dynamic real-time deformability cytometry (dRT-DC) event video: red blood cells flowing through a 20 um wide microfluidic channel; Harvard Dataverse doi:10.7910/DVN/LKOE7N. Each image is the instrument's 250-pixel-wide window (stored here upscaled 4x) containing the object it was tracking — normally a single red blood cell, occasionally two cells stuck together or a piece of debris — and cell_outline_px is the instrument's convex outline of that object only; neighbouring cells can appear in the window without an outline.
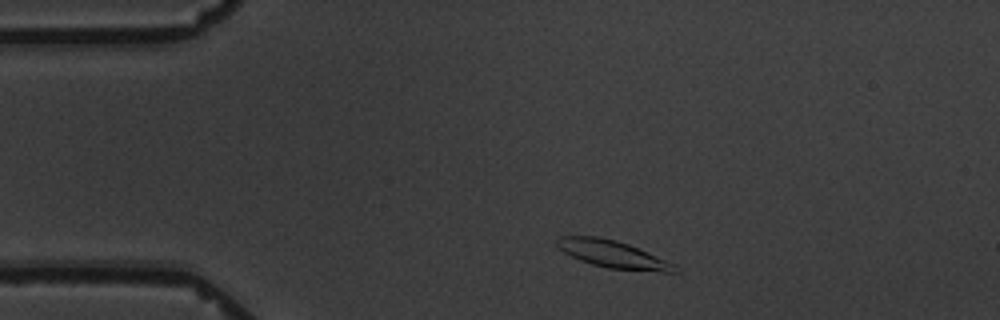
{"species": "common noctule bat (a hibernating species)", "species_latin": "Nyctalus noctula", "temperature_condition": "warm", "stored_images_in_passage": 4, "camera_frame_rate_fps": 3000, "um_per_image_px": 0.085, "animal": {"sex": "male", "body_mass_g": 19.5, "forearm_length_mm": 54.6}, "frame": {"image": 1, "passage_image": 2, "time_ms": 1.333, "image_size_px": [1000, 320], "cell_outline_px": [[680, 272], [664, 272], [608, 268], [592, 264], [580, 260], [564, 252], [556, 244], [556, 240], [560, 236], [596, 236], [616, 240], [628, 244], [676, 264], [680, 268]], "centroid_in_image_um": [52.13, 21.61], "position_along_channel_um": 32.9, "area_um2": 18.67}}